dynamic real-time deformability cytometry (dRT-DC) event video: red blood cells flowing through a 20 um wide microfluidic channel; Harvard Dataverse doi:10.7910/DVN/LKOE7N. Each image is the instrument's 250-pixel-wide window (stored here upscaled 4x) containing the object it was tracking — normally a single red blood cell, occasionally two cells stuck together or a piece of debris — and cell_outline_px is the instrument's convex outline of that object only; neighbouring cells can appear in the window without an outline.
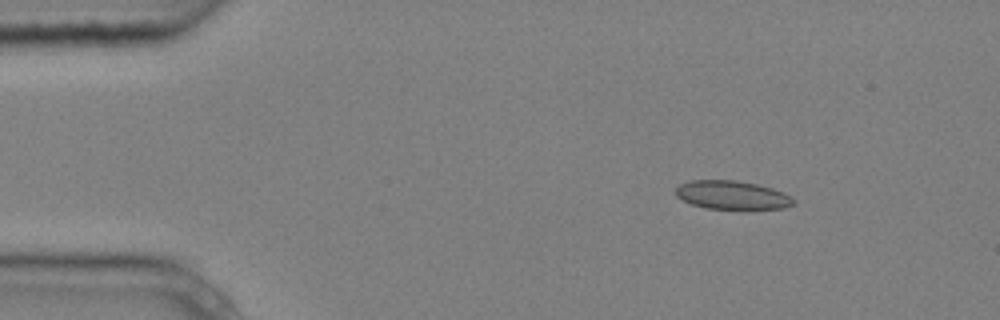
{"species": "common noctule bat (a hibernating species)", "species_latin": "Nyctalus noctula", "temperature_condition": "cold", "stored_images_in_passage": 3, "camera_frame_rate_fps": 3000, "um_per_image_px": 0.085, "animal": {"sex": "male", "body_mass_g": 20.4}, "frame": {"image": 1, "passage_image": 2, "time_ms": 0.333, "image_size_px": [1000, 320], "cell_outline_px": [[796, 204], [784, 208], [704, 208], [692, 204], [676, 196], [676, 188], [680, 184], [692, 180], [736, 180], [756, 184], [772, 188], [784, 192], [792, 196], [796, 200]], "centroid_in_image_um": [62.27, 16.57], "position_along_channel_um": 22.7, "area_um2": 19.48}}
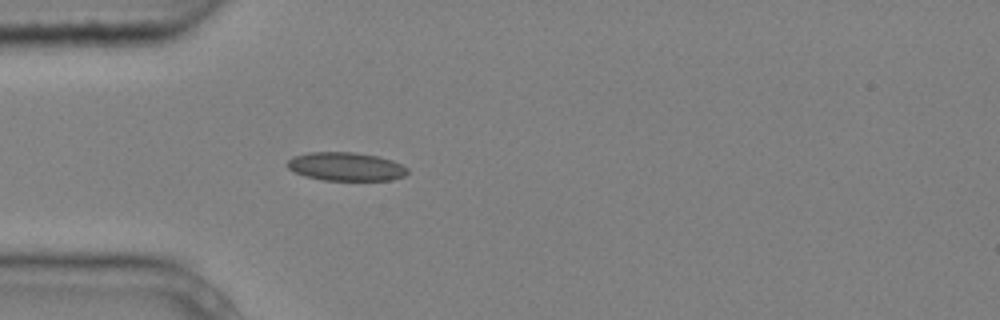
{"frame": {"image": 2, "passage_image": 3, "time_ms": 0.667, "image_size_px": [1000, 320], "cell_outline_px": [[408, 172], [404, 176], [392, 180], [324, 180], [304, 176], [288, 168], [284, 164], [292, 156], [308, 152], [352, 152], [376, 156], [392, 160], [408, 168]], "centroid_in_image_um": [29.37, 14.16], "position_along_channel_um": 55.6, "area_um2": 20.0}}